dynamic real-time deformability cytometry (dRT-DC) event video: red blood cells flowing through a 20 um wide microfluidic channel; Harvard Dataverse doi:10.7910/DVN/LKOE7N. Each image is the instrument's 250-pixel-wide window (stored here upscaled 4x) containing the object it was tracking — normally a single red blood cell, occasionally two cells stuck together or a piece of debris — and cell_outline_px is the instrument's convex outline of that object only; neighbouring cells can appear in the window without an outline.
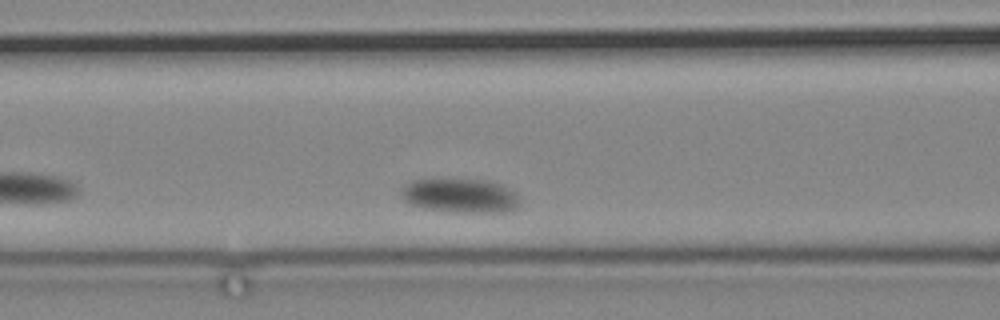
{"species": "common noctule bat (a hibernating species)", "species_latin": "Nyctalus noctula", "temperature_condition": "cold", "stored_images_in_passage": 50, "camera_frame_rate_fps": 3000, "um_per_image_px": 0.085, "animal": {"sex": "male", "body_mass_g": 19.2, "forearm_length_mm": 51.8}, "frame": {"image": 1, "passage_image": 8, "time_ms": 2.333, "image_size_px": [1000, 320], "cell_outline_px": [[520, 204], [512, 212], [464, 212], [424, 208], [408, 204], [400, 196], [400, 192], [412, 180], [488, 180], [500, 184], [516, 192], [520, 196]], "centroid_in_image_um": [39.19, 16.65], "position_along_channel_um": 127.4, "area_um2": 23.52}}
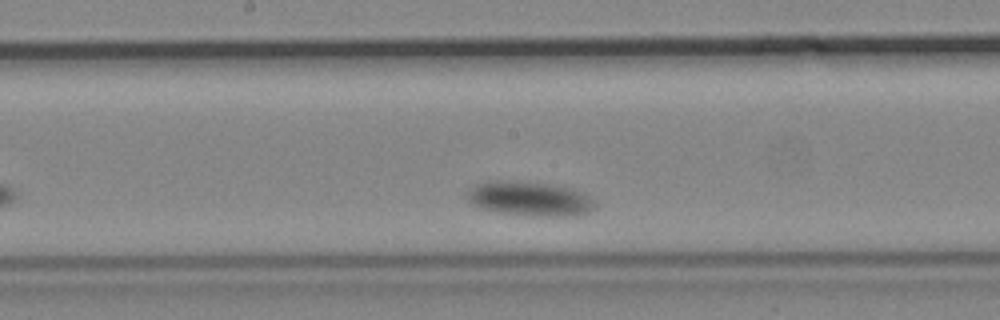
{"frame": {"image": 2, "passage_image": 17, "time_ms": 5.333, "image_size_px": [1000, 320], "cell_outline_px": [[596, 208], [588, 212], [576, 216], [524, 216], [500, 212], [480, 208], [472, 204], [468, 200], [468, 192], [472, 184], [488, 180], [516, 180], [548, 184], [572, 188], [584, 192], [596, 204]], "centroid_in_image_um": [45.01, 16.88], "position_along_channel_um": 203.2, "area_um2": 26.18}}
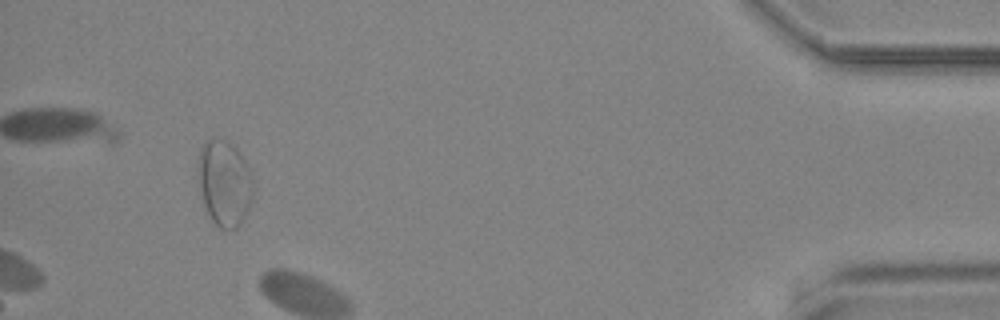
{"frame": {"image": 3, "passage_image": 47, "time_ms": 15.333, "image_size_px": [1000, 320], "cell_outline_px": [[252, 200], [240, 224], [236, 228], [220, 228], [212, 220], [204, 204], [200, 188], [196, 168], [200, 148], [208, 140], [224, 140], [232, 144], [236, 148], [248, 168], [252, 176]], "centroid_in_image_um": [19.05, 15.56], "position_along_channel_um": 416.1, "area_um2": 27.11}}